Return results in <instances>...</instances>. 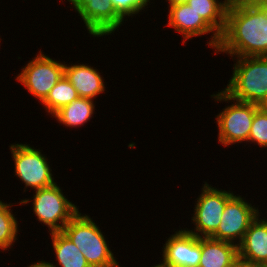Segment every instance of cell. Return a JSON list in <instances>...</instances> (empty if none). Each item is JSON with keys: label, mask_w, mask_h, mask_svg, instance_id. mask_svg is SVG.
<instances>
[{"label": "cell", "mask_w": 267, "mask_h": 267, "mask_svg": "<svg viewBox=\"0 0 267 267\" xmlns=\"http://www.w3.org/2000/svg\"><path fill=\"white\" fill-rule=\"evenodd\" d=\"M267 56V11L261 5L227 9L226 24L214 54Z\"/></svg>", "instance_id": "obj_1"}, {"label": "cell", "mask_w": 267, "mask_h": 267, "mask_svg": "<svg viewBox=\"0 0 267 267\" xmlns=\"http://www.w3.org/2000/svg\"><path fill=\"white\" fill-rule=\"evenodd\" d=\"M231 59L232 75L222 90L235 100L263 106L267 102V56Z\"/></svg>", "instance_id": "obj_2"}, {"label": "cell", "mask_w": 267, "mask_h": 267, "mask_svg": "<svg viewBox=\"0 0 267 267\" xmlns=\"http://www.w3.org/2000/svg\"><path fill=\"white\" fill-rule=\"evenodd\" d=\"M97 224L89 214L79 211L62 232L79 248L91 267H122Z\"/></svg>", "instance_id": "obj_3"}, {"label": "cell", "mask_w": 267, "mask_h": 267, "mask_svg": "<svg viewBox=\"0 0 267 267\" xmlns=\"http://www.w3.org/2000/svg\"><path fill=\"white\" fill-rule=\"evenodd\" d=\"M210 97L217 104L225 102L227 105L228 103L215 115L216 121L214 123L218 128V143L225 148L238 143H246L247 145L255 112L261 106L235 100L223 90H218L217 93H213Z\"/></svg>", "instance_id": "obj_4"}, {"label": "cell", "mask_w": 267, "mask_h": 267, "mask_svg": "<svg viewBox=\"0 0 267 267\" xmlns=\"http://www.w3.org/2000/svg\"><path fill=\"white\" fill-rule=\"evenodd\" d=\"M57 183L34 190L31 199L17 201L21 206L32 203L31 209L36 220L43 223V227H48V233L63 231L64 226L80 211L79 206L65 196Z\"/></svg>", "instance_id": "obj_5"}, {"label": "cell", "mask_w": 267, "mask_h": 267, "mask_svg": "<svg viewBox=\"0 0 267 267\" xmlns=\"http://www.w3.org/2000/svg\"><path fill=\"white\" fill-rule=\"evenodd\" d=\"M9 152L14 161V176L24 183L23 191L27 188L38 190L56 183L53 177L52 165L42 149H36L27 143H10Z\"/></svg>", "instance_id": "obj_6"}, {"label": "cell", "mask_w": 267, "mask_h": 267, "mask_svg": "<svg viewBox=\"0 0 267 267\" xmlns=\"http://www.w3.org/2000/svg\"><path fill=\"white\" fill-rule=\"evenodd\" d=\"M64 69L65 61L50 58L40 49L32 60L23 65L15 80L42 103L51 89L64 77Z\"/></svg>", "instance_id": "obj_7"}, {"label": "cell", "mask_w": 267, "mask_h": 267, "mask_svg": "<svg viewBox=\"0 0 267 267\" xmlns=\"http://www.w3.org/2000/svg\"><path fill=\"white\" fill-rule=\"evenodd\" d=\"M201 193L195 199L191 224L194 228H185L197 237H210L221 221L226 203L235 195L232 190L213 187L204 181ZM197 200V201H196Z\"/></svg>", "instance_id": "obj_8"}, {"label": "cell", "mask_w": 267, "mask_h": 267, "mask_svg": "<svg viewBox=\"0 0 267 267\" xmlns=\"http://www.w3.org/2000/svg\"><path fill=\"white\" fill-rule=\"evenodd\" d=\"M249 202L246 197L234 195L227 203L221 214L217 230L210 236L213 239L231 242L237 246L242 242L250 224L262 213L259 206ZM260 211V212H259Z\"/></svg>", "instance_id": "obj_9"}, {"label": "cell", "mask_w": 267, "mask_h": 267, "mask_svg": "<svg viewBox=\"0 0 267 267\" xmlns=\"http://www.w3.org/2000/svg\"><path fill=\"white\" fill-rule=\"evenodd\" d=\"M67 2L72 4L92 37L114 35L126 23V20L115 11L111 0H67Z\"/></svg>", "instance_id": "obj_10"}, {"label": "cell", "mask_w": 267, "mask_h": 267, "mask_svg": "<svg viewBox=\"0 0 267 267\" xmlns=\"http://www.w3.org/2000/svg\"><path fill=\"white\" fill-rule=\"evenodd\" d=\"M161 267H198L201 257V237L189 233L185 228L172 233L161 249ZM162 260V261H161Z\"/></svg>", "instance_id": "obj_11"}, {"label": "cell", "mask_w": 267, "mask_h": 267, "mask_svg": "<svg viewBox=\"0 0 267 267\" xmlns=\"http://www.w3.org/2000/svg\"><path fill=\"white\" fill-rule=\"evenodd\" d=\"M168 8L167 26L172 27L177 33L183 36L182 44L193 39V37H201L202 35L210 34L206 37L207 45L213 49H217L220 41V36L197 14L188 4L171 5Z\"/></svg>", "instance_id": "obj_12"}, {"label": "cell", "mask_w": 267, "mask_h": 267, "mask_svg": "<svg viewBox=\"0 0 267 267\" xmlns=\"http://www.w3.org/2000/svg\"><path fill=\"white\" fill-rule=\"evenodd\" d=\"M65 62L64 76L76 89L80 98L97 100L96 98L106 93L107 82L105 83L102 73L89 63H71Z\"/></svg>", "instance_id": "obj_13"}, {"label": "cell", "mask_w": 267, "mask_h": 267, "mask_svg": "<svg viewBox=\"0 0 267 267\" xmlns=\"http://www.w3.org/2000/svg\"><path fill=\"white\" fill-rule=\"evenodd\" d=\"M260 213L250 224L238 245V257L248 262L267 265V219Z\"/></svg>", "instance_id": "obj_14"}, {"label": "cell", "mask_w": 267, "mask_h": 267, "mask_svg": "<svg viewBox=\"0 0 267 267\" xmlns=\"http://www.w3.org/2000/svg\"><path fill=\"white\" fill-rule=\"evenodd\" d=\"M237 258L236 244L211 237H201V257L198 267H231Z\"/></svg>", "instance_id": "obj_15"}, {"label": "cell", "mask_w": 267, "mask_h": 267, "mask_svg": "<svg viewBox=\"0 0 267 267\" xmlns=\"http://www.w3.org/2000/svg\"><path fill=\"white\" fill-rule=\"evenodd\" d=\"M50 237L56 262L46 261L50 267H91L79 248L62 231L52 232Z\"/></svg>", "instance_id": "obj_16"}, {"label": "cell", "mask_w": 267, "mask_h": 267, "mask_svg": "<svg viewBox=\"0 0 267 267\" xmlns=\"http://www.w3.org/2000/svg\"><path fill=\"white\" fill-rule=\"evenodd\" d=\"M95 102V103H94ZM96 101L88 98H78L62 107L52 117L65 128L83 127L94 118Z\"/></svg>", "instance_id": "obj_17"}, {"label": "cell", "mask_w": 267, "mask_h": 267, "mask_svg": "<svg viewBox=\"0 0 267 267\" xmlns=\"http://www.w3.org/2000/svg\"><path fill=\"white\" fill-rule=\"evenodd\" d=\"M187 4L220 36L225 28L227 4L225 0H188Z\"/></svg>", "instance_id": "obj_18"}, {"label": "cell", "mask_w": 267, "mask_h": 267, "mask_svg": "<svg viewBox=\"0 0 267 267\" xmlns=\"http://www.w3.org/2000/svg\"><path fill=\"white\" fill-rule=\"evenodd\" d=\"M16 203L9 204L0 199V251L7 252L8 249H13L15 242L18 240V234L21 232L18 218L13 214L11 207ZM19 226V227H18ZM13 245V246H12Z\"/></svg>", "instance_id": "obj_19"}, {"label": "cell", "mask_w": 267, "mask_h": 267, "mask_svg": "<svg viewBox=\"0 0 267 267\" xmlns=\"http://www.w3.org/2000/svg\"><path fill=\"white\" fill-rule=\"evenodd\" d=\"M79 95L73 85L64 76L51 89L46 99L41 103L47 116H53L62 107L78 99Z\"/></svg>", "instance_id": "obj_20"}, {"label": "cell", "mask_w": 267, "mask_h": 267, "mask_svg": "<svg viewBox=\"0 0 267 267\" xmlns=\"http://www.w3.org/2000/svg\"><path fill=\"white\" fill-rule=\"evenodd\" d=\"M253 143L259 148H267V109L261 106L254 115L251 131L249 134L248 147Z\"/></svg>", "instance_id": "obj_21"}, {"label": "cell", "mask_w": 267, "mask_h": 267, "mask_svg": "<svg viewBox=\"0 0 267 267\" xmlns=\"http://www.w3.org/2000/svg\"><path fill=\"white\" fill-rule=\"evenodd\" d=\"M151 1L152 0H111L115 11L126 21L128 20L127 18L133 19L137 14L139 16V14L148 8V4L151 5Z\"/></svg>", "instance_id": "obj_22"}, {"label": "cell", "mask_w": 267, "mask_h": 267, "mask_svg": "<svg viewBox=\"0 0 267 267\" xmlns=\"http://www.w3.org/2000/svg\"><path fill=\"white\" fill-rule=\"evenodd\" d=\"M227 7H238V6H248V5H260L262 0H225Z\"/></svg>", "instance_id": "obj_23"}, {"label": "cell", "mask_w": 267, "mask_h": 267, "mask_svg": "<svg viewBox=\"0 0 267 267\" xmlns=\"http://www.w3.org/2000/svg\"><path fill=\"white\" fill-rule=\"evenodd\" d=\"M231 267H266L264 265L261 264H257V263H253V262H248L246 260H243L241 258H237Z\"/></svg>", "instance_id": "obj_24"}, {"label": "cell", "mask_w": 267, "mask_h": 267, "mask_svg": "<svg viewBox=\"0 0 267 267\" xmlns=\"http://www.w3.org/2000/svg\"><path fill=\"white\" fill-rule=\"evenodd\" d=\"M27 267H50L47 262L43 259L41 261L32 262L30 265H27Z\"/></svg>", "instance_id": "obj_25"}, {"label": "cell", "mask_w": 267, "mask_h": 267, "mask_svg": "<svg viewBox=\"0 0 267 267\" xmlns=\"http://www.w3.org/2000/svg\"><path fill=\"white\" fill-rule=\"evenodd\" d=\"M168 2V7L171 5H177V4H187L188 0H165Z\"/></svg>", "instance_id": "obj_26"}, {"label": "cell", "mask_w": 267, "mask_h": 267, "mask_svg": "<svg viewBox=\"0 0 267 267\" xmlns=\"http://www.w3.org/2000/svg\"><path fill=\"white\" fill-rule=\"evenodd\" d=\"M260 5L267 11V0H263Z\"/></svg>", "instance_id": "obj_27"}, {"label": "cell", "mask_w": 267, "mask_h": 267, "mask_svg": "<svg viewBox=\"0 0 267 267\" xmlns=\"http://www.w3.org/2000/svg\"><path fill=\"white\" fill-rule=\"evenodd\" d=\"M150 267H161V266L159 264L155 263V265H153V266L151 265Z\"/></svg>", "instance_id": "obj_28"}, {"label": "cell", "mask_w": 267, "mask_h": 267, "mask_svg": "<svg viewBox=\"0 0 267 267\" xmlns=\"http://www.w3.org/2000/svg\"><path fill=\"white\" fill-rule=\"evenodd\" d=\"M263 106L267 109V102Z\"/></svg>", "instance_id": "obj_29"}]
</instances>
